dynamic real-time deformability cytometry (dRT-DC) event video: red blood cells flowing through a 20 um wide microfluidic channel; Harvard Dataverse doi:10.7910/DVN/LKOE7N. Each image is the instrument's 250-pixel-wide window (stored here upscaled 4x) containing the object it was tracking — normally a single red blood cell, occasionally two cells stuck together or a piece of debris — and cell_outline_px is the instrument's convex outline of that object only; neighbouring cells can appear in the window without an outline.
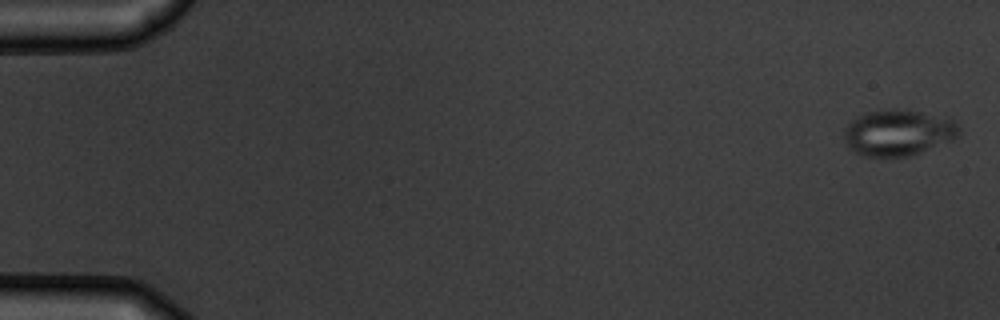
{"species": "common noctule bat (a hibernating species)", "species_latin": "Nyctalus noctula", "temperature_condition": "warm", "stored_images_in_passage": 6, "camera_frame_rate_fps": 3000, "um_per_image_px": 0.085, "animal": {"sex": "male", "body_mass_g": 19.5, "forearm_length_mm": 54.6}, "frame": {"image": 1, "passage_image": 1, "time_ms": 0.0, "image_size_px": [1000, 320], "cell_outline_px": [[960, 136], [952, 140], [920, 152], [908, 156], [864, 156], [848, 148], [844, 140], [844, 128], [852, 120], [868, 112], [888, 108], [896, 108], [920, 112], [952, 120], [960, 124]], "centroid_in_image_um": [76.34, 11.27], "position_along_channel_um": 8.7, "area_um2": 30.75}}